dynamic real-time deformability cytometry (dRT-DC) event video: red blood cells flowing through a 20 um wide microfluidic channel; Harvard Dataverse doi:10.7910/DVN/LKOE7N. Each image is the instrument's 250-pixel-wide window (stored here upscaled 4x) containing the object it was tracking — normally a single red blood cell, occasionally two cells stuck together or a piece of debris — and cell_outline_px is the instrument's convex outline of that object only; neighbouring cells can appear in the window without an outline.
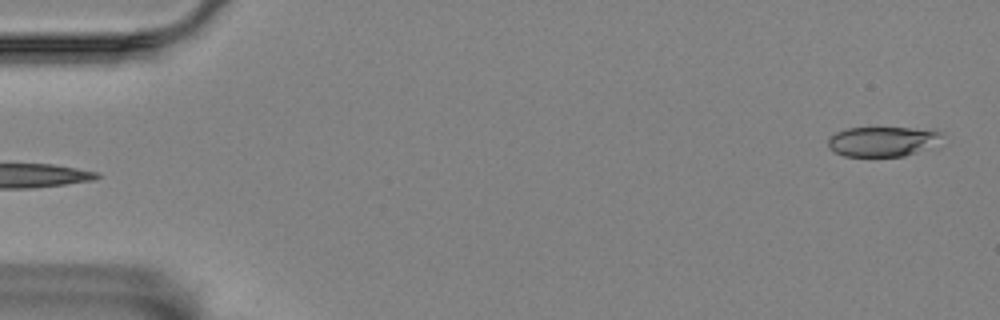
{"species": "Egyptian fruit bat (a non-hibernating species)", "species_latin": "Rousettus aegyptiacus", "temperature_condition": "room temperature", "stored_images_in_passage": 5, "camera_frame_rate_fps": 3000, "um_per_image_px": 0.085, "animal": {"sex": "female"}, "frame": {"image": 1, "passage_image": 5, "time_ms": 6.333, "image_size_px": [1000, 320], "cell_outline_px": [[940, 136], [916, 152], [904, 156], [844, 156], [828, 148], [828, 140], [836, 132], [848, 128], [932, 128], [940, 132]], "centroid_in_image_um": [74.91, 12.01], "position_along_channel_um": 10.1, "area_um2": 19.19}}